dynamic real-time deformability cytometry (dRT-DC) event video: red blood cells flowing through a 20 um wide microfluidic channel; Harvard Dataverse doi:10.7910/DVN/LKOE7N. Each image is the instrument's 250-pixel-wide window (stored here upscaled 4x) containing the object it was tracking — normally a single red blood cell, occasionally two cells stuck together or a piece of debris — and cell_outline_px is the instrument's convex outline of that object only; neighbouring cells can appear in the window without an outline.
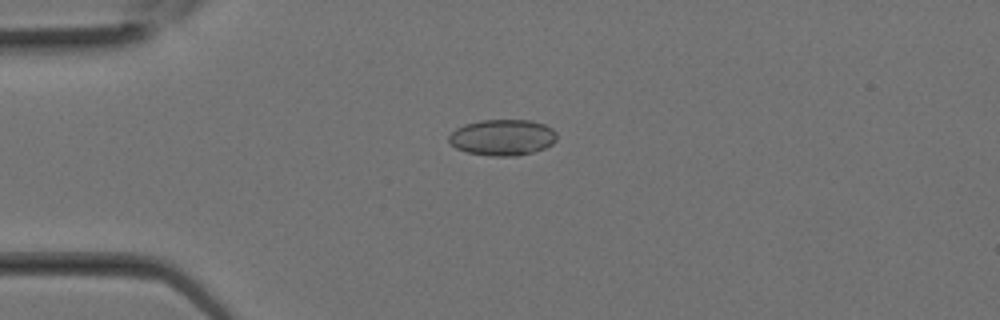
{"species": "Egyptian fruit bat (a non-hibernating species)", "species_latin": "Rousettus aegyptiacus", "temperature_condition": "room temperature", "stored_images_in_passage": 10, "camera_frame_rate_fps": 3000, "um_per_image_px": 0.085, "animal": {"sex": "female"}, "frame": {"image": 1, "passage_image": 3, "time_ms": 0.667, "image_size_px": [1000, 320], "cell_outline_px": [[556, 140], [552, 144], [544, 148], [532, 152], [516, 156], [492, 156], [468, 152], [456, 148], [448, 140], [448, 136], [456, 128], [464, 124], [480, 120], [532, 120], [544, 124], [552, 128], [556, 132]], "centroid_in_image_um": [42.72, 11.67], "position_along_channel_um": 42.3, "area_um2": 22.72}}
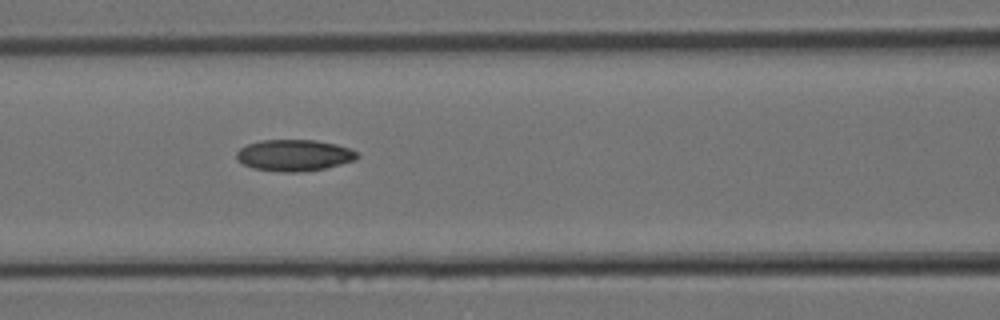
{"frame": {"image": 2, "passage_image": 8, "time_ms": 2.333, "image_size_px": [1000, 320], "cell_outline_px": [[360, 156], [356, 160], [324, 168], [300, 172], [284, 172], [252, 168], [236, 160], [236, 152], [240, 148], [248, 144], [260, 140], [316, 140], [336, 144], [348, 148], [356, 152]], "centroid_in_image_um": [24.99, 13.2], "position_along_channel_um": 141.6, "area_um2": 22.08}}
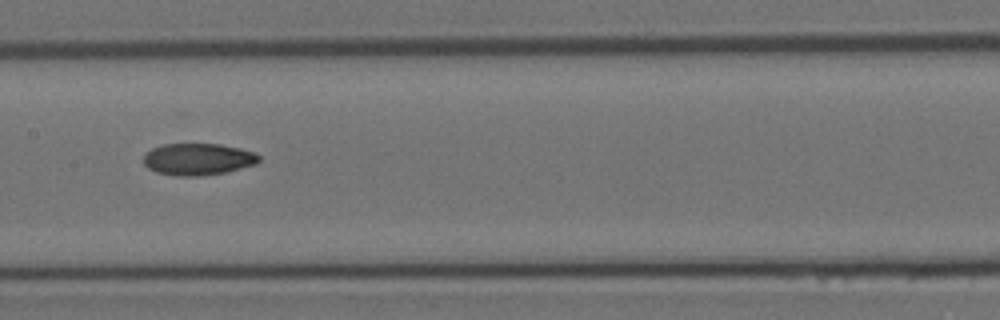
{"frame": {"image": 3, "passage_image": 10, "time_ms": 3.0, "image_size_px": [1000, 320], "cell_outline_px": [[260, 160], [256, 164], [224, 172], [196, 176], [176, 176], [156, 172], [148, 168], [144, 164], [144, 156], [152, 148], [164, 144], [220, 144], [240, 148], [256, 152], [260, 156]], "centroid_in_image_um": [16.84, 13.53], "position_along_channel_um": 190.6, "area_um2": 21.33}}